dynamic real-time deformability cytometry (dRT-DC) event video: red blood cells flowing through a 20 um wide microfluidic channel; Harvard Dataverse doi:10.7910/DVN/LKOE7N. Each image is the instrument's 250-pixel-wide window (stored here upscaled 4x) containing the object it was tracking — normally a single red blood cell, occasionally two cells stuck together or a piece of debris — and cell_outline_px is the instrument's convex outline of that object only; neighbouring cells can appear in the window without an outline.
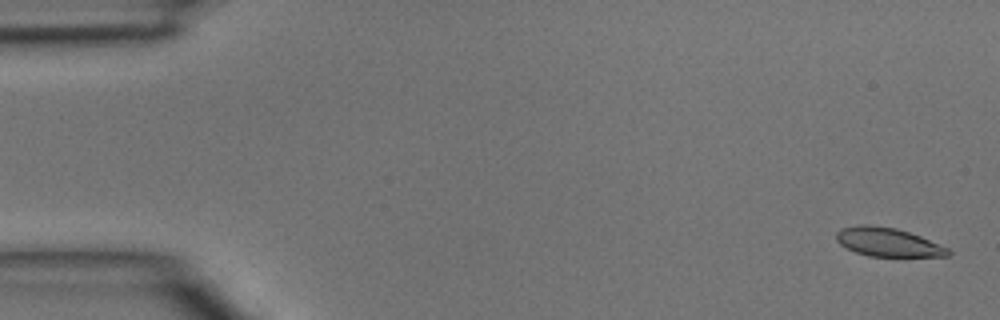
{"species": "common noctule bat (a hibernating species)", "species_latin": "Nyctalus noctula", "temperature_condition": "room temperature", "stored_images_in_passage": 45, "camera_frame_rate_fps": 3000, "um_per_image_px": 0.085, "animal": {"sex": "male", "body_mass_g": 15.6}, "frame": {"image": 1, "passage_image": 1, "time_ms": 0.0, "image_size_px": [1000, 320], "cell_outline_px": [[952, 252], [948, 256], [868, 256], [856, 252], [840, 244], [836, 240], [836, 232], [840, 228], [860, 224], [868, 224], [896, 228], [920, 236], [948, 248]], "centroid_in_image_um": [75.44, 20.57], "position_along_channel_um": 9.6, "area_um2": 18.61}}
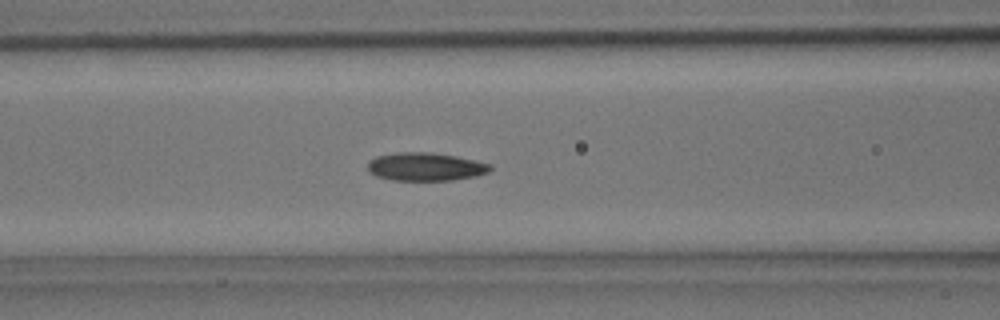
{"frame": {"image": 2, "passage_image": 18, "time_ms": 5.667, "image_size_px": [1000, 320], "cell_outline_px": [[492, 168], [488, 172], [476, 176], [452, 180], [392, 180], [376, 176], [368, 172], [368, 160], [376, 156], [396, 152], [428, 152], [456, 156], [492, 164]], "centroid_in_image_um": [36.14, 14.17], "position_along_channel_um": 130.5, "area_um2": 20.23}}
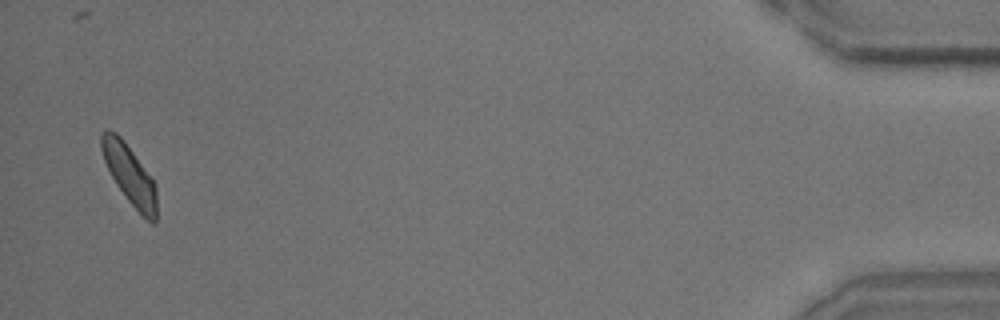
{"frame": {"image": 3, "passage_image": 44, "time_ms": 14.333, "image_size_px": [1000, 320], "cell_outline_px": [[156, 224], [152, 224], [128, 200], [116, 184], [104, 160], [100, 148], [100, 136], [108, 128], [116, 132], [124, 140], [156, 184]], "centroid_in_image_um": [11.0, 14.81], "position_along_channel_um": 424.2, "area_um2": 18.79}}